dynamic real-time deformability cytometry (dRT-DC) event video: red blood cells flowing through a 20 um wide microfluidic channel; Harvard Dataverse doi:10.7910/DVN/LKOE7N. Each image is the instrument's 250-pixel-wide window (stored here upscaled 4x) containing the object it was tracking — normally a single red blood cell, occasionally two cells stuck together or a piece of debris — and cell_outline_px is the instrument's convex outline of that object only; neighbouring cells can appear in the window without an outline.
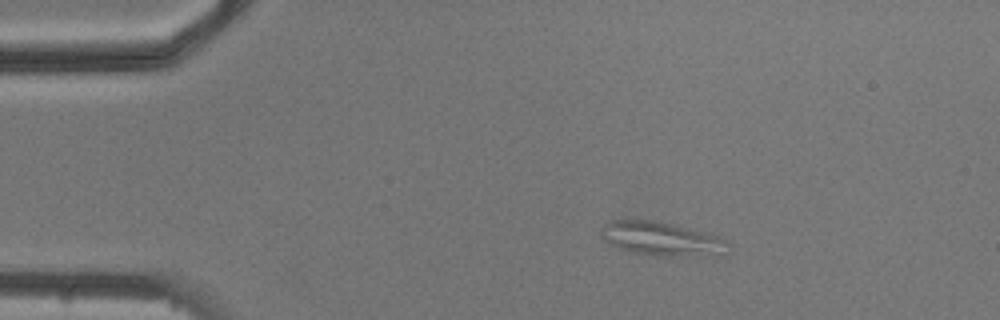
{"species": "common noctule bat (a hibernating species)", "species_latin": "Nyctalus noctula", "temperature_condition": "cold", "stored_images_in_passage": 4, "camera_frame_rate_fps": 3000, "um_per_image_px": 0.085, "animal": {"sex": "male", "body_mass_g": 20.5, "forearm_length_mm": 52.5}, "frame": {"image": 1, "passage_image": 1, "time_ms": 0.0, "image_size_px": [1000, 320], "cell_outline_px": [[732, 244], [728, 256], [652, 256], [620, 248], [612, 244], [600, 236], [600, 232], [604, 224], [612, 220], [652, 220], [672, 224], [720, 236], [728, 240]], "centroid_in_image_um": [56.39, 20.33], "position_along_channel_um": 28.6, "area_um2": 25.49}}
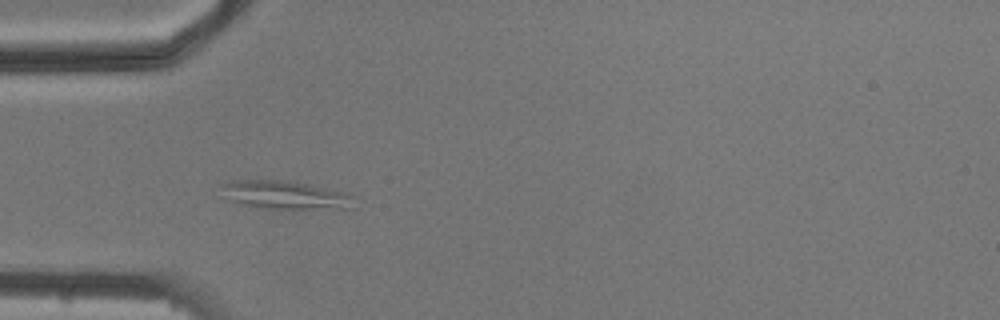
{"frame": {"image": 2, "passage_image": 3, "time_ms": 2.333, "image_size_px": [1000, 320], "cell_outline_px": [[356, 208], [272, 208], [244, 204], [232, 200], [220, 184], [236, 180], [284, 180], [308, 184], [348, 192], [356, 196]], "centroid_in_image_um": [24.42, 16.56], "position_along_channel_um": 60.6, "area_um2": 21.5}}
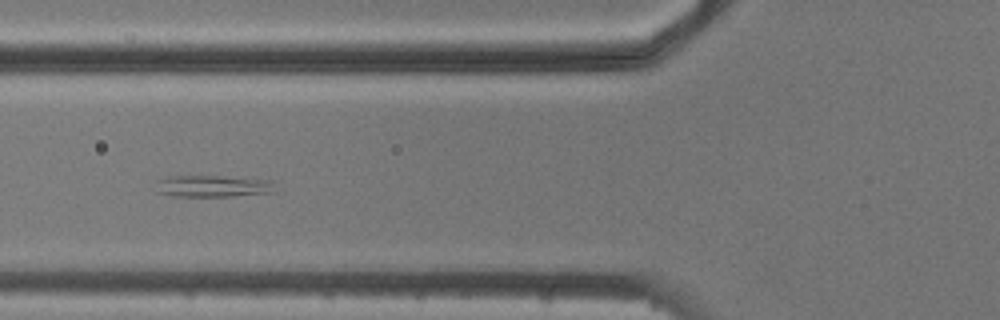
{"frame": {"image": 3, "passage_image": 4, "time_ms": 3.667, "image_size_px": [1000, 320], "cell_outline_px": [[276, 192], [232, 196], [172, 196], [156, 192], [156, 180], [168, 176], [220, 176], [272, 180]], "centroid_in_image_um": [18.07, 15.82], "position_along_channel_um": 107.7, "area_um2": 15.26}}